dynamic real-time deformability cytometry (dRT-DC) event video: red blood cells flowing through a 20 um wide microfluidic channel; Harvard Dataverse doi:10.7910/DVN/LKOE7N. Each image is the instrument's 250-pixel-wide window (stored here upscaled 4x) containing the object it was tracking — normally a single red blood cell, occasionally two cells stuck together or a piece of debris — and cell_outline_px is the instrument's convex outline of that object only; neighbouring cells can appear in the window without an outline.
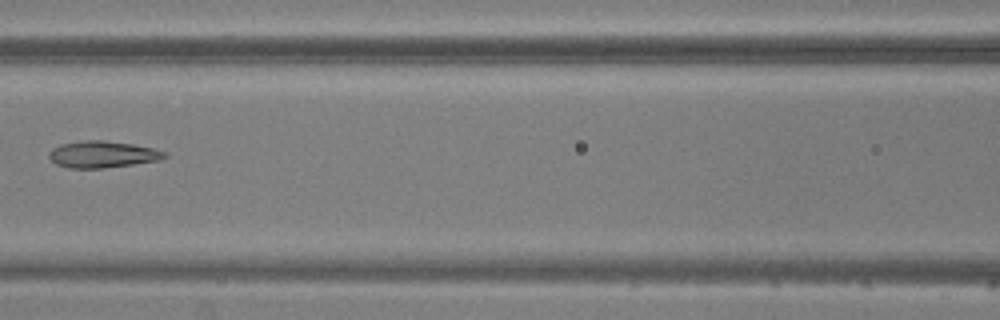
{"species": "common noctule bat (a hibernating species)", "species_latin": "Nyctalus noctula", "temperature_condition": "warm", "stored_images_in_passage": 7, "camera_frame_rate_fps": 3000, "um_per_image_px": 0.085, "animal": {"sex": "male", "body_mass_g": 20.5, "forearm_length_mm": 52.5}, "frame": {"image": 1, "passage_image": 7, "time_ms": 7.0, "image_size_px": [1000, 320], "cell_outline_px": [[168, 156], [160, 160], [104, 168], [68, 168], [56, 164], [48, 156], [48, 152], [52, 148], [60, 144], [84, 140], [104, 140], [132, 144], [152, 148], [168, 152]], "centroid_in_image_um": [8.71, 13.12], "position_along_channel_um": 157.9, "area_um2": 18.03}}